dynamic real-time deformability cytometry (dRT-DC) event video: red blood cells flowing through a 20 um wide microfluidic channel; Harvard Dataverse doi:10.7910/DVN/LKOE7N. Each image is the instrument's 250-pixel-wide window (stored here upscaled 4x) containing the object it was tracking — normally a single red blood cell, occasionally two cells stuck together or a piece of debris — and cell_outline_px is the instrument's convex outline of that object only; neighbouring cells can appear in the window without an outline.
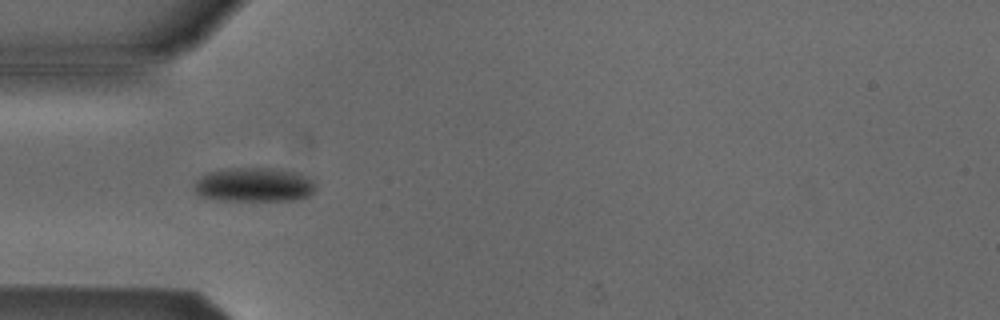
{"species": "Egyptian fruit bat (a non-hibernating species)", "species_latin": "Rousettus aegyptiacus", "temperature_condition": "cold", "stored_images_in_passage": 8, "camera_frame_rate_fps": 3000, "um_per_image_px": 0.085, "animal": {"sex": "male"}, "frame": {"image": 1, "passage_image": 4, "time_ms": 3.667, "image_size_px": [1000, 320], "cell_outline_px": [[316, 188], [308, 196], [296, 200], [220, 200], [200, 196], [192, 188], [192, 184], [200, 176], [208, 172], [228, 168], [272, 168], [296, 172], [312, 180], [316, 184]], "centroid_in_image_um": [21.56, 15.7], "position_along_channel_um": 63.4, "area_um2": 24.28}}
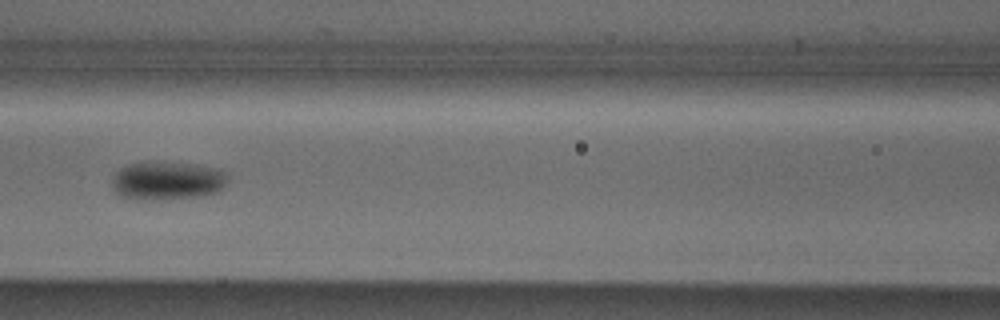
{"frame": {"image": 2, "passage_image": 6, "time_ms": 6.0, "image_size_px": [1000, 320], "cell_outline_px": [[228, 184], [220, 192], [200, 196], [140, 200], [136, 200], [120, 196], [116, 192], [112, 184], [112, 176], [120, 168], [128, 164], [148, 160], [196, 164], [220, 168], [228, 176]], "centroid_in_image_um": [14.24, 15.33], "position_along_channel_um": 152.4, "area_um2": 26.59}}
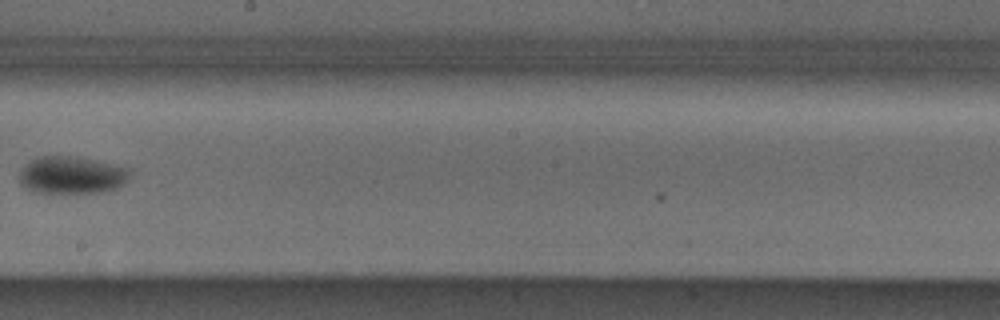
{"frame": {"image": 3, "passage_image": 8, "time_ms": 8.333, "image_size_px": [1000, 320], "cell_outline_px": [[128, 180], [124, 184], [116, 188], [104, 192], [32, 192], [20, 184], [20, 172], [24, 164], [40, 156], [68, 156], [96, 160], [128, 168]], "centroid_in_image_um": [6.07, 14.88], "position_along_channel_um": 242.1, "area_um2": 23.87}}